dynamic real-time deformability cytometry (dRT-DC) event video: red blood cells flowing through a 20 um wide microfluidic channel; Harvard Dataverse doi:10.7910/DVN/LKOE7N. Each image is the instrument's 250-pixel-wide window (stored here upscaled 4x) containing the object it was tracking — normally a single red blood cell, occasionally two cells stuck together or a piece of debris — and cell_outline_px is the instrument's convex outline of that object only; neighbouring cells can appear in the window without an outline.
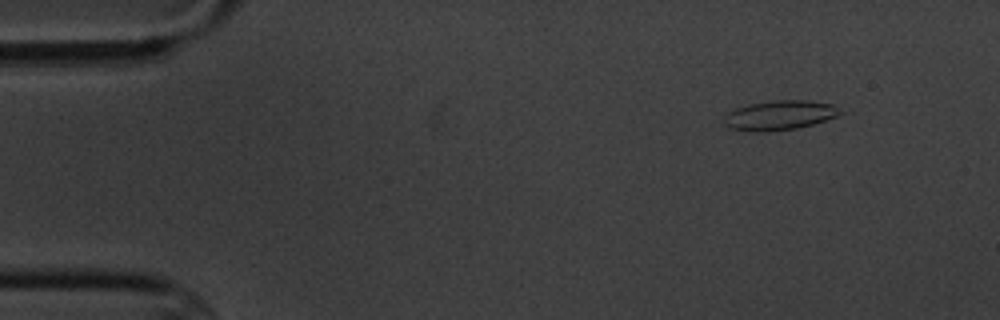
{"species": "common noctule bat (a hibernating species)", "species_latin": "Nyctalus noctula", "temperature_condition": "cold", "stored_images_in_passage": 6, "camera_frame_rate_fps": 3000, "um_per_image_px": 0.085, "animal": {"sex": "male", "body_mass_g": 20.1, "forearm_length_mm": 53.5}, "frame": {"image": 1, "passage_image": 2, "time_ms": 1.333, "image_size_px": [1000, 320], "cell_outline_px": [[844, 112], [836, 116], [812, 124], [796, 128], [764, 132], [752, 132], [732, 128], [724, 124], [724, 116], [728, 112], [736, 108], [748, 104], [776, 100], [808, 100], [832, 104]], "centroid_in_image_um": [66.25, 9.79], "position_along_channel_um": 18.8, "area_um2": 19.88}}